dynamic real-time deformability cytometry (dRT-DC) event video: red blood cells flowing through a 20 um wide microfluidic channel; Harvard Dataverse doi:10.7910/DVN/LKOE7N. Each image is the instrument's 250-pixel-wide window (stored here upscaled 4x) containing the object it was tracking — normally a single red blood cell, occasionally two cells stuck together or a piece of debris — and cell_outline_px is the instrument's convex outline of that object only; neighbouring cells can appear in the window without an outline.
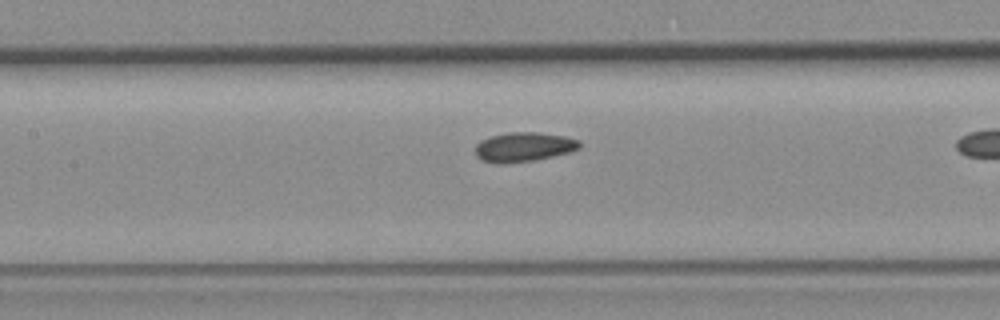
{"species": "common noctule bat (a hibernating species)", "species_latin": "Nyctalus noctula", "temperature_condition": "room temperature", "stored_images_in_passage": 39, "camera_frame_rate_fps": 3000, "um_per_image_px": 0.085, "animal": {"sex": "female", "body_mass_g": 19.3, "forearm_length_mm": 54.1}, "frame": {"image": 1, "passage_image": 22, "time_ms": 7.0, "image_size_px": [1000, 320], "cell_outline_px": [[580, 148], [572, 152], [536, 160], [504, 164], [496, 164], [480, 160], [476, 156], [476, 144], [480, 140], [492, 136], [508, 132], [540, 132], [564, 136], [580, 140]], "centroid_in_image_um": [44.52, 12.5], "position_along_channel_um": 162.9, "area_um2": 18.21}}
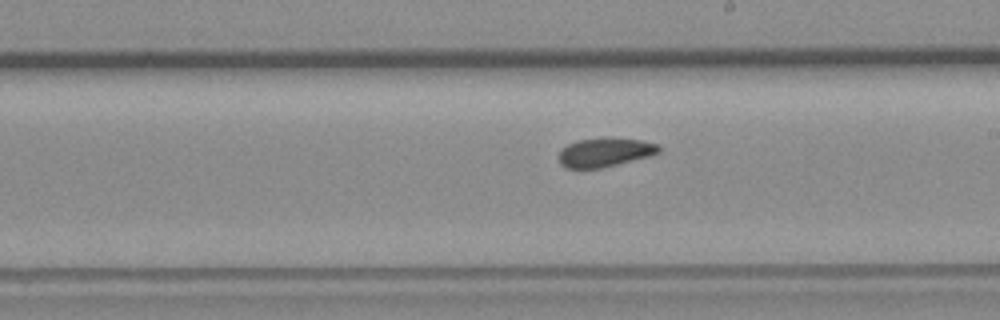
{"frame": {"image": 2, "passage_image": 28, "time_ms": 9.0, "image_size_px": [1000, 320], "cell_outline_px": [[660, 152], [648, 156], [600, 168], [568, 168], [560, 164], [560, 148], [576, 140], [604, 136], [608, 136], [640, 140], [660, 144]], "centroid_in_image_um": [51.41, 12.91], "position_along_channel_um": 237.6, "area_um2": 17.05}}
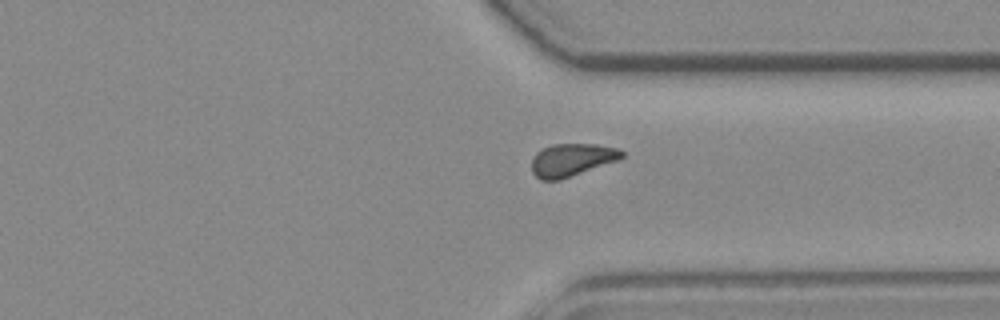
{"frame": {"image": 3, "passage_image": 38, "time_ms": 12.333, "image_size_px": [1000, 320], "cell_outline_px": [[624, 156], [616, 160], [560, 180], [540, 180], [532, 172], [532, 160], [536, 152], [552, 144], [596, 144], [620, 148], [624, 152]], "centroid_in_image_um": [48.59, 13.58], "position_along_channel_um": 362.8, "area_um2": 17.05}}